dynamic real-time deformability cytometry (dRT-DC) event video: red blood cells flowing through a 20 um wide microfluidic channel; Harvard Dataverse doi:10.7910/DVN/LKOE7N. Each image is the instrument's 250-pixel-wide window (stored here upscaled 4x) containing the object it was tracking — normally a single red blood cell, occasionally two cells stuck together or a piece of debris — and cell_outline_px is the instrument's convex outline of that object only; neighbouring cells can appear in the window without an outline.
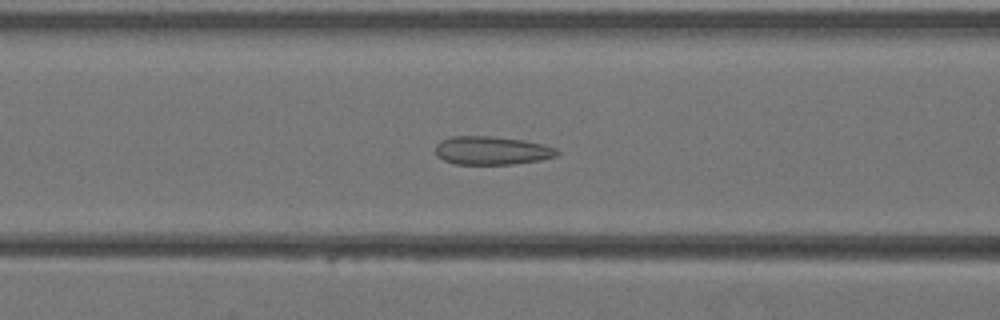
{"species": "Egyptian fruit bat (a non-hibernating species)", "species_latin": "Rousettus aegyptiacus", "temperature_condition": "warm", "stored_images_in_passage": 29, "camera_frame_rate_fps": 3000, "um_per_image_px": 0.085, "animal": {"sex": "female"}, "frame": {"image": 1, "passage_image": 16, "time_ms": 5.0, "image_size_px": [1000, 320], "cell_outline_px": [[560, 152], [556, 156], [540, 160], [512, 164], [456, 164], [444, 160], [436, 156], [436, 144], [440, 140], [452, 136], [492, 136], [524, 140], [544, 144], [556, 148]], "centroid_in_image_um": [41.8, 12.79], "position_along_channel_um": 124.8, "area_um2": 20.23}}
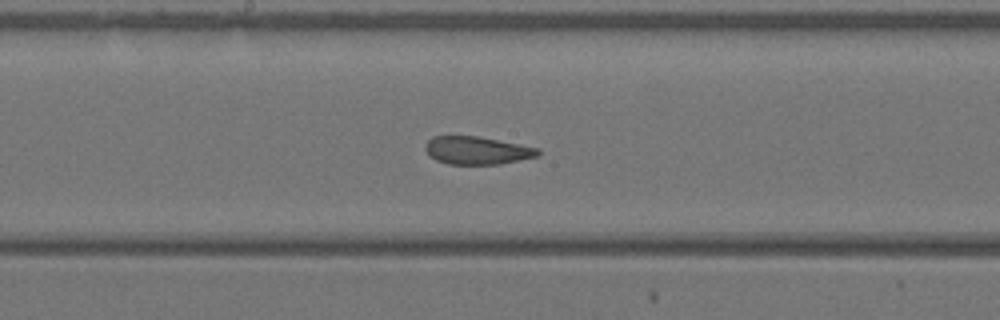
{"frame": {"image": 2, "passage_image": 21, "time_ms": 6.667, "image_size_px": [1000, 320], "cell_outline_px": [[540, 156], [500, 164], [448, 164], [436, 160], [424, 148], [424, 144], [432, 136], [476, 136], [540, 148]], "centroid_in_image_um": [40.56, 12.79], "position_along_channel_um": 207.6, "area_um2": 18.26}}
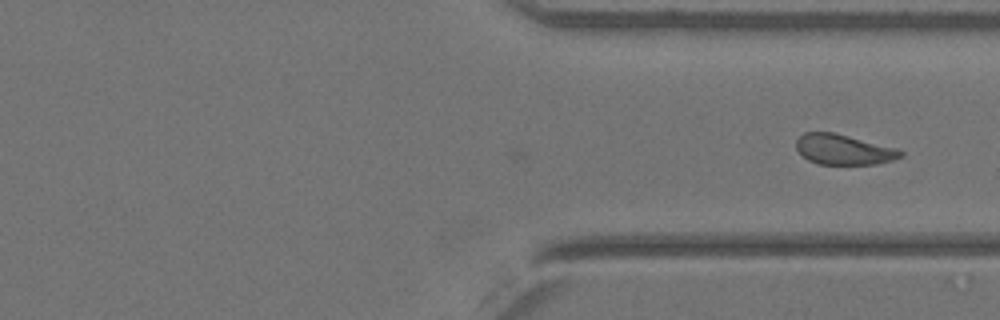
{"frame": {"image": 3, "passage_image": 29, "time_ms": 9.333, "image_size_px": [1000, 320], "cell_outline_px": [[904, 156], [892, 160], [876, 164], [820, 164], [808, 160], [796, 148], [796, 140], [804, 132], [832, 132], [896, 148], [904, 152]], "centroid_in_image_um": [71.71, 12.71], "position_along_channel_um": 339.7, "area_um2": 18.21}}